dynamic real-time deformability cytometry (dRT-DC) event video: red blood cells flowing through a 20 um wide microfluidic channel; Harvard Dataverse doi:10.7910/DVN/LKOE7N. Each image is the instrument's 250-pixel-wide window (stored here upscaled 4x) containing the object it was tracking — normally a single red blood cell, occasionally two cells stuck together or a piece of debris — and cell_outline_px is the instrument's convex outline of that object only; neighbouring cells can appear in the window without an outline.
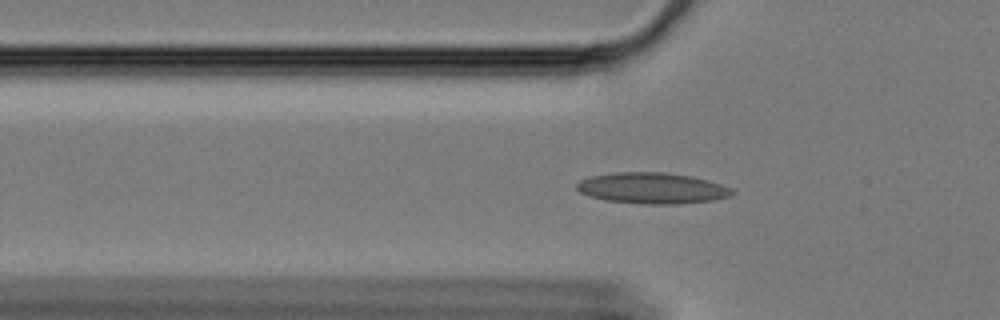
{"species": "Egyptian fruit bat (a non-hibernating species)", "species_latin": "Rousettus aegyptiacus", "temperature_condition": "cold", "stored_images_in_passage": 48, "camera_frame_rate_fps": 3000, "um_per_image_px": 0.085, "animal": {"sex": "female"}, "frame": {"image": 1, "passage_image": 14, "time_ms": 4.333, "image_size_px": [1000, 320], "cell_outline_px": [[736, 192], [732, 196], [712, 200], [676, 204], [644, 204], [604, 200], [588, 196], [580, 192], [576, 188], [576, 184], [580, 180], [592, 176], [616, 172], [664, 172], [692, 176], [708, 180], [720, 184]], "centroid_in_image_um": [55.42, 15.99], "position_along_channel_um": 70.4, "area_um2": 28.09}}
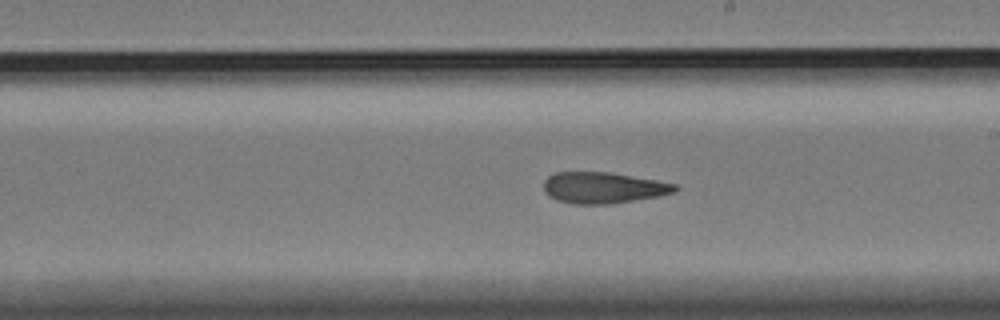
{"frame": {"image": 2, "passage_image": 29, "time_ms": 9.333, "image_size_px": [1000, 320], "cell_outline_px": [[680, 188], [676, 192], [660, 196], [612, 204], [572, 204], [556, 200], [548, 196], [544, 192], [544, 180], [548, 176], [556, 172], [608, 172], [656, 180], [676, 184]], "centroid_in_image_um": [51.28, 15.97], "position_along_channel_um": 237.7, "area_um2": 24.1}}
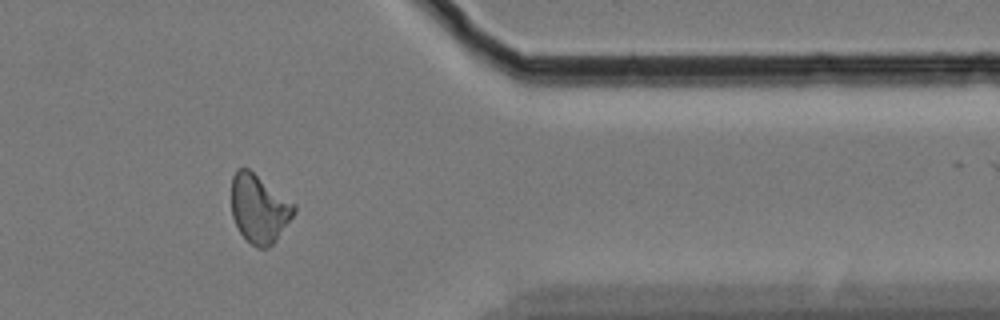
{"frame": {"image": 3, "passage_image": 44, "time_ms": 14.333, "image_size_px": [1000, 320], "cell_outline_px": [[296, 212], [276, 240], [268, 248], [256, 248], [240, 232], [232, 216], [232, 176], [236, 168], [248, 168], [296, 204]], "centroid_in_image_um": [22.04, 17.72], "position_along_channel_um": 389.4, "area_um2": 24.91}, "authors_computed_cell_mechanics": {"area_um2": 25.0274, "velocity_mm_per_s": 3.329, "shape_relaxation_time_tau1_ms": null, "shape_relaxation_time_tau2_ms": 3.6495, "deformation_change_tau1": null, "deformation_change_tau2": 0.1118}}